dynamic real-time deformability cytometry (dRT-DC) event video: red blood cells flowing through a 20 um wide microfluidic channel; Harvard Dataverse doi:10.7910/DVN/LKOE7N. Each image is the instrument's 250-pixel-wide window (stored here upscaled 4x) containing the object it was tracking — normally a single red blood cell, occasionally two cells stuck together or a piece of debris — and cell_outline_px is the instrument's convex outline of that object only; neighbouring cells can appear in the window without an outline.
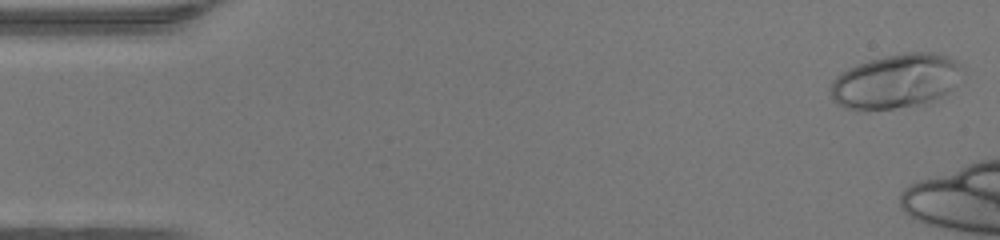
{"species": "human", "species_latin": "Homo sapiens", "temperature_condition": "warm", "stored_images_in_passage": 13, "camera_frame_rate_fps": 3000, "um_per_image_px": 0.085, "donor": {"sex": "female"}, "frame": {"image": 1, "passage_image": 1, "time_ms": 0.0, "image_size_px": [1000, 240], "cell_outline_px": [[964, 68], [956, 84], [948, 92], [928, 104], [860, 112], [844, 108], [832, 96], [828, 88], [832, 80], [840, 72], [848, 68], [868, 60], [884, 56], [904, 52], [936, 52], [948, 56], [956, 60]], "centroid_in_image_um": [76.15, 6.91], "position_along_channel_um": 8.9, "area_um2": 42.54}}